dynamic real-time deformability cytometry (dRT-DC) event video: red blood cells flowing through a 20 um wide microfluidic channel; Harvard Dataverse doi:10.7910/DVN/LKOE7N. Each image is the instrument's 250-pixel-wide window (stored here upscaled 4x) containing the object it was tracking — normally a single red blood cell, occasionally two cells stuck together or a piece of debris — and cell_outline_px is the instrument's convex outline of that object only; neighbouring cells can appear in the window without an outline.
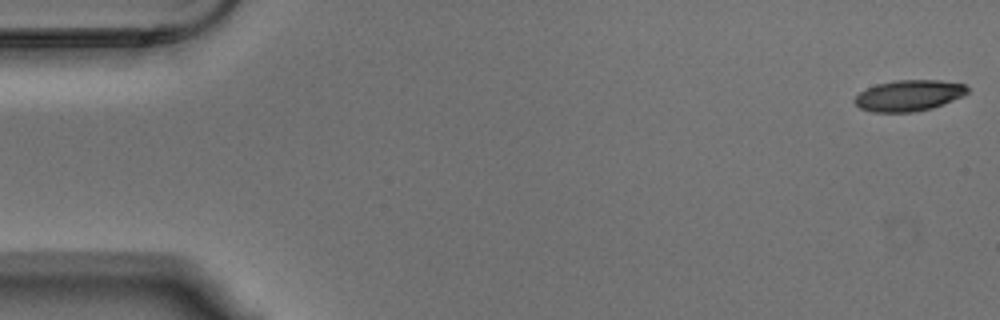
{"species": "Egyptian fruit bat (a non-hibernating species)", "species_latin": "Rousettus aegyptiacus", "temperature_condition": "warm", "stored_images_in_passage": 55, "camera_frame_rate_fps": 3000, "um_per_image_px": 0.085, "animal": {"sex": "male"}, "frame": {"image": 1, "passage_image": 1, "time_ms": 0.0, "image_size_px": [1000, 320], "cell_outline_px": [[968, 92], [964, 96], [944, 104], [932, 108], [916, 112], [872, 112], [860, 108], [852, 100], [860, 92], [876, 84], [896, 80], [940, 80], [964, 84], [968, 88]], "centroid_in_image_um": [77.27, 8.12], "position_along_channel_um": 7.7, "area_um2": 20.52}}
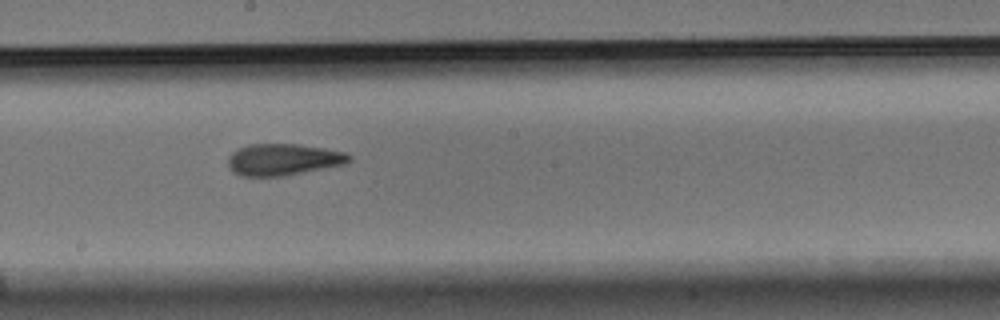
{"frame": {"image": 2, "passage_image": 30, "time_ms": 9.667, "image_size_px": [1000, 320], "cell_outline_px": [[352, 156], [344, 164], [280, 176], [240, 176], [232, 172], [228, 168], [228, 156], [232, 152], [248, 144], [296, 144], [324, 148], [344, 152]], "centroid_in_image_um": [24.0, 13.55], "position_along_channel_um": 224.2, "area_um2": 22.08}}
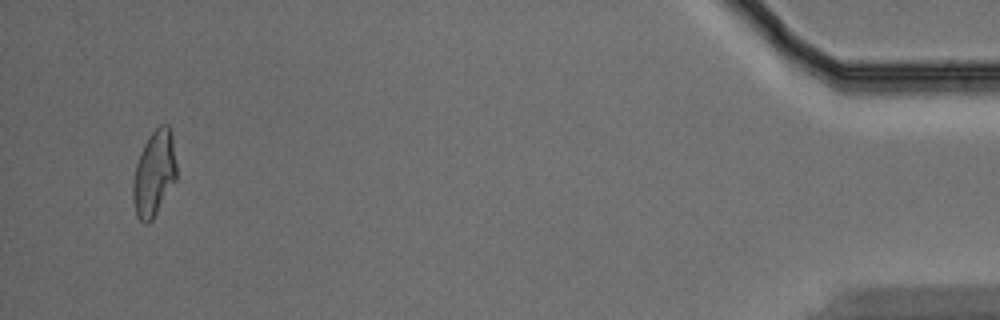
{"frame": {"image": 3, "passage_image": 53, "time_ms": 17.333, "image_size_px": [1000, 320], "cell_outline_px": [[176, 180], [152, 220], [148, 224], [144, 224], [136, 216], [132, 196], [132, 188], [136, 164], [140, 152], [148, 136], [160, 124], [168, 124], [172, 128], [176, 164]], "centroid_in_image_um": [13.11, 14.72], "position_along_channel_um": 422.1, "area_um2": 21.96}, "authors_computed_cell_mechanics": {"area_um2": 21.8484, "velocity_mm_per_s": 3.6412, "shape_relaxation_time_tau1_ms": 7.1665, "shape_relaxation_time_tau2_ms": 2.4596, "deformation_change_tau1": 0.2286, "deformation_change_tau2": 0.1138}}